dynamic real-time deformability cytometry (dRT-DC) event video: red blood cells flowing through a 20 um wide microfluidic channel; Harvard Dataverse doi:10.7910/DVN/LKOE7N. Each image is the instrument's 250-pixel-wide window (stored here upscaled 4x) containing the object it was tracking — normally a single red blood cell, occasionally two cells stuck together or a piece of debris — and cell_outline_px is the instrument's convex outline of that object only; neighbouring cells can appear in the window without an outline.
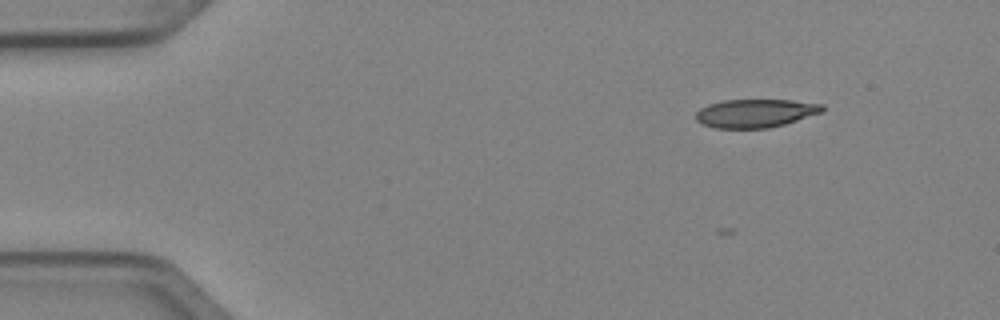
{"species": "Egyptian fruit bat (a non-hibernating species)", "species_latin": "Rousettus aegyptiacus", "temperature_condition": "cold", "stored_images_in_passage": 5, "camera_frame_rate_fps": 3000, "um_per_image_px": 0.085, "animal": {"sex": "female"}, "frame": {"image": 1, "passage_image": 3, "time_ms": 0.667, "image_size_px": [1000, 320], "cell_outline_px": [[824, 108], [820, 112], [784, 124], [768, 128], [712, 128], [696, 120], [696, 112], [700, 108], [708, 104], [724, 100], [792, 100], [824, 104]], "centroid_in_image_um": [64.17, 9.62], "position_along_channel_um": 20.8, "area_um2": 20.75}}
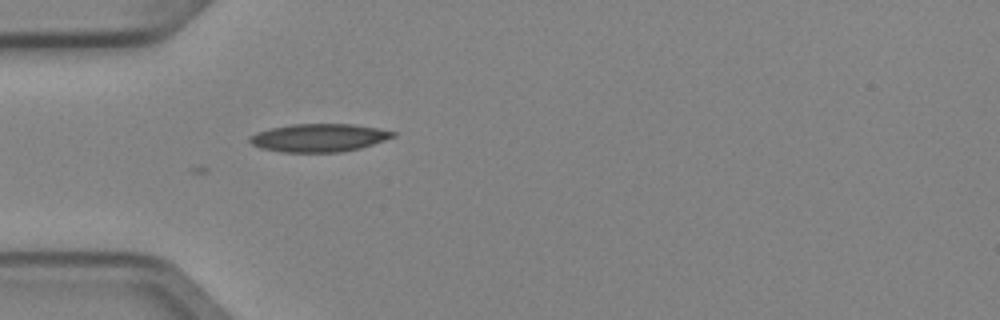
{"frame": {"image": 2, "passage_image": 5, "time_ms": 1.333, "image_size_px": [1000, 320], "cell_outline_px": [[396, 136], [360, 148], [344, 152], [280, 152], [260, 148], [252, 144], [248, 140], [248, 136], [256, 132], [272, 128], [292, 124], [352, 124], [376, 128], [396, 132]], "centroid_in_image_um": [27.08, 11.71], "position_along_channel_um": 57.9, "area_um2": 23.41}}